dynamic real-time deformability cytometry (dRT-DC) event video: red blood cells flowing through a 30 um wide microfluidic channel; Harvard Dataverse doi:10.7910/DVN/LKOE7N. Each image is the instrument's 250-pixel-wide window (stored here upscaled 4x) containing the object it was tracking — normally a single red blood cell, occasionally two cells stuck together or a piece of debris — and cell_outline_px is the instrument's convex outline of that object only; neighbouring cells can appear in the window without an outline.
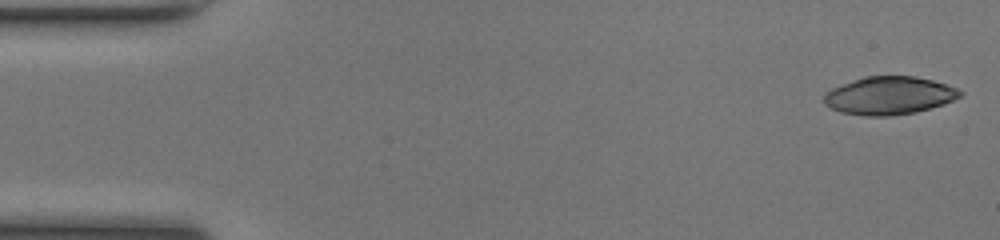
{"species": "common noctule bat (a hibernating species)", "species_latin": "Nyctalus noctula", "temperature_condition": "room temperature", "stored_images_in_passage": 48, "camera_frame_rate_fps": 3000, "um_per_image_px": 0.085, "animal": {"sex": "female", "body_mass_g": 17.0, "forearm_length_mm": 48.0}, "frame": {"image": 1, "passage_image": 1, "time_ms": 0.0, "image_size_px": [1000, 240], "cell_outline_px": [[964, 92], [960, 96], [944, 104], [912, 112], [888, 116], [864, 116], [840, 112], [824, 104], [824, 92], [832, 88], [864, 76], [916, 76], [932, 80], [956, 88]], "centroid_in_image_um": [75.54, 8.12], "position_along_channel_um": 9.5, "area_um2": 29.88}}